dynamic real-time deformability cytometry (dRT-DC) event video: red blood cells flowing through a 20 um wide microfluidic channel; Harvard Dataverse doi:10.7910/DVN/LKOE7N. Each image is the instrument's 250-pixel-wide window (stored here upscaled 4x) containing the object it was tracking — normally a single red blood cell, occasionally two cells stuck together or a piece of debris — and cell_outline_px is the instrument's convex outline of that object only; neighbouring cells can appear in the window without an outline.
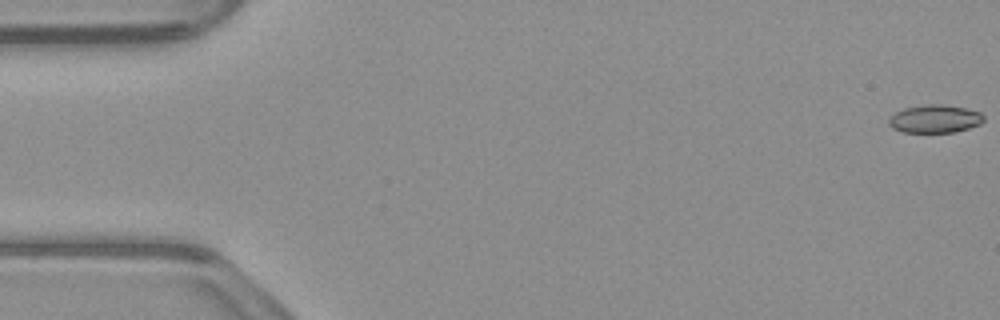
{"species": "common noctule bat (a hibernating species)", "species_latin": "Nyctalus noctula", "temperature_condition": "warm", "stored_images_in_passage": 54, "camera_frame_rate_fps": 3000, "um_per_image_px": 0.085, "animal": {"sex": "male", "body_mass_g": 23.1, "forearm_length_mm": 52.7}, "frame": {"image": 1, "passage_image": 1, "time_ms": 0.0, "image_size_px": [1000, 320], "cell_outline_px": [[984, 120], [980, 124], [956, 132], [904, 132], [892, 128], [888, 124], [888, 120], [896, 112], [904, 108], [928, 104], [944, 104], [964, 108], [980, 112], [984, 116]], "centroid_in_image_um": [79.47, 10.1], "position_along_channel_um": 5.5, "area_um2": 15.43}}
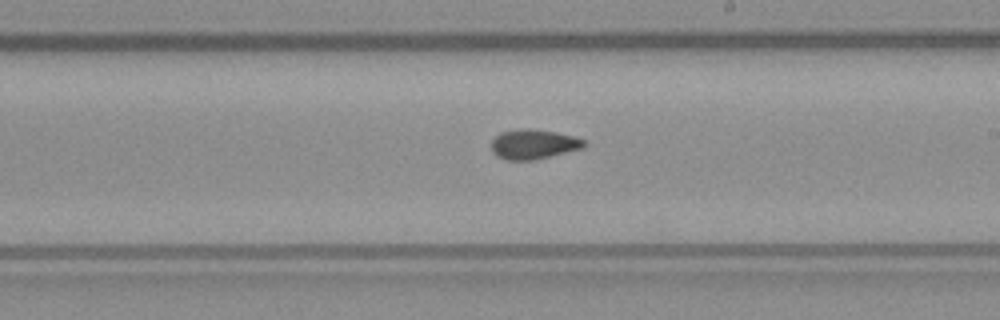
{"frame": {"image": 2, "passage_image": 31, "time_ms": 10.0, "image_size_px": [1000, 320], "cell_outline_px": [[588, 144], [584, 148], [536, 160], [504, 160], [496, 156], [492, 152], [492, 140], [500, 132], [524, 128], [528, 128], [556, 132], [572, 136], [584, 140]], "centroid_in_image_um": [45.35, 12.27], "position_along_channel_um": 243.6, "area_um2": 16.24}}
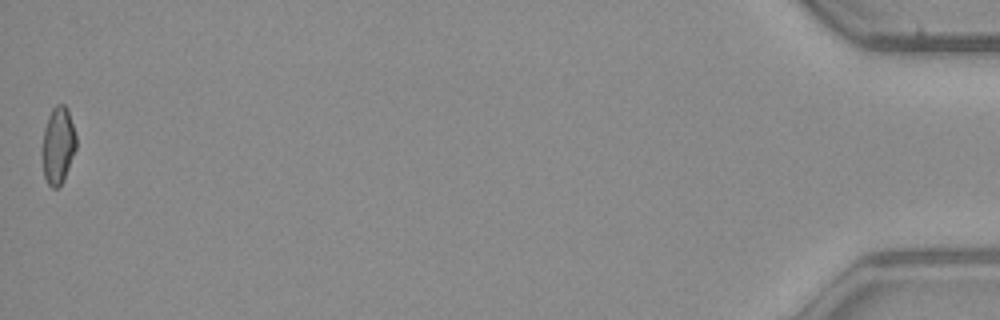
{"frame": {"image": 3, "passage_image": 54, "time_ms": 17.667, "image_size_px": [1000, 320], "cell_outline_px": [[76, 148], [64, 180], [56, 188], [52, 188], [48, 184], [44, 176], [40, 152], [44, 128], [48, 116], [52, 108], [56, 104], [64, 104], [68, 108], [76, 136]], "centroid_in_image_um": [4.91, 12.35], "position_along_channel_um": 430.3, "area_um2": 15.61}, "authors_computed_cell_mechanics": {"area_um2": 15.7216, "velocity_mm_per_s": 3.8499, "shape_relaxation_time_tau1_ms": 9.8852, "shape_relaxation_time_tau2_ms": 2.3754, "deformation_change_tau1": 0.192, "deformation_change_tau2": 0.0793}}